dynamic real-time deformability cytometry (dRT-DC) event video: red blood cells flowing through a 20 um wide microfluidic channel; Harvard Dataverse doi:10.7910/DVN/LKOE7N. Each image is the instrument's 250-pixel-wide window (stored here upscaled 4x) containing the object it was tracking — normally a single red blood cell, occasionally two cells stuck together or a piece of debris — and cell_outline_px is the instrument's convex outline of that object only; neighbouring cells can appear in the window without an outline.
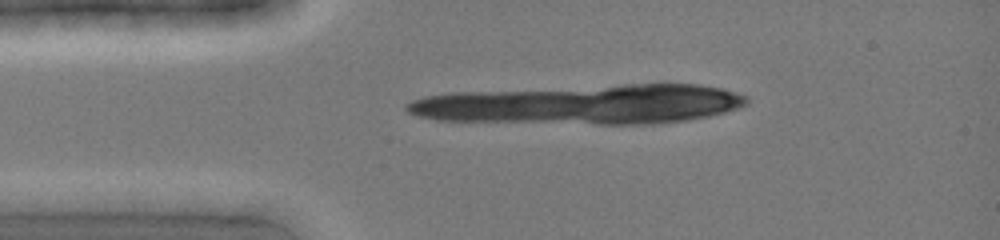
{"species": "common noctule bat (a hibernating species)", "species_latin": "Nyctalus noctula", "temperature_condition": "cold", "stored_images_in_passage": 3, "camera_frame_rate_fps": 3000, "um_per_image_px": 0.085, "animal": {"sex": "female", "body_mass_g": 19.0, "forearm_length_mm": 51.5}, "frame": {"image": 1, "passage_image": 2, "time_ms": 0.333, "image_size_px": [1000, 240], "cell_outline_px": [[252, 204], [240, 216], [216, 216], [152, 200], [152, 196], [156, 192], [196, 192], [252, 196]], "centroid_in_image_um": [17.58, 17.2], "position_along_channel_um": 67.4, "area_um2": 12.25}}